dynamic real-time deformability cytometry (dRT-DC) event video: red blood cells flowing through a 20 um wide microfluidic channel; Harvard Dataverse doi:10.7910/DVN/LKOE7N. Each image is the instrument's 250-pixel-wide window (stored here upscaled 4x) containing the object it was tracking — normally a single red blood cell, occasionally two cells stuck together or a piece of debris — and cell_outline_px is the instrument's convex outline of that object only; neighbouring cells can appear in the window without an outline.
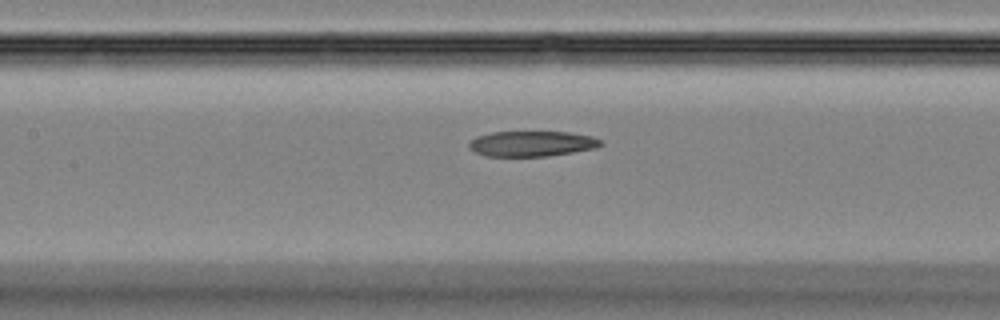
{"species": "Egyptian fruit bat (a non-hibernating species)", "species_latin": "Rousettus aegyptiacus", "temperature_condition": "room temperature", "stored_images_in_passage": 32, "camera_frame_rate_fps": 3000, "um_per_image_px": 0.085, "animal": {"sex": "female"}, "frame": {"image": 1, "passage_image": 8, "time_ms": 2.333, "image_size_px": [1000, 320], "cell_outline_px": [[604, 144], [596, 148], [548, 156], [484, 156], [468, 148], [468, 140], [476, 136], [492, 132], [568, 132], [592, 136], [604, 140]], "centroid_in_image_um": [45.2, 12.21], "position_along_channel_um": 162.2, "area_um2": 19.71}}
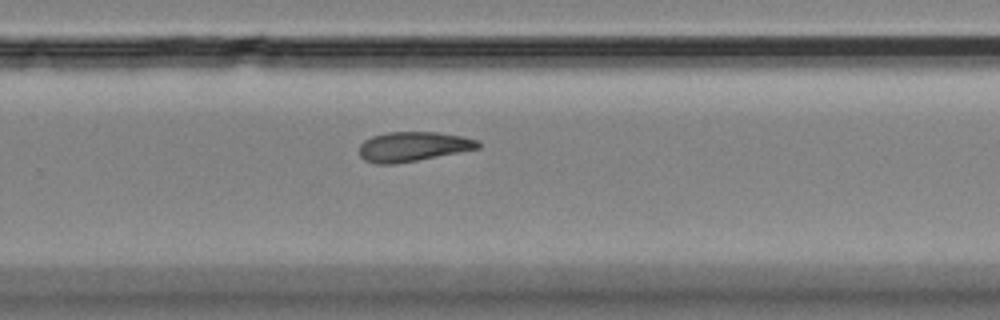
{"frame": {"image": 2, "passage_image": 17, "time_ms": 5.333, "image_size_px": [1000, 320], "cell_outline_px": [[480, 148], [460, 152], [396, 164], [376, 164], [364, 160], [360, 156], [360, 144], [364, 140], [372, 136], [388, 132], [436, 132], [460, 136], [480, 140]], "centroid_in_image_um": [35.1, 12.46], "position_along_channel_um": 294.7, "area_um2": 20.52}}
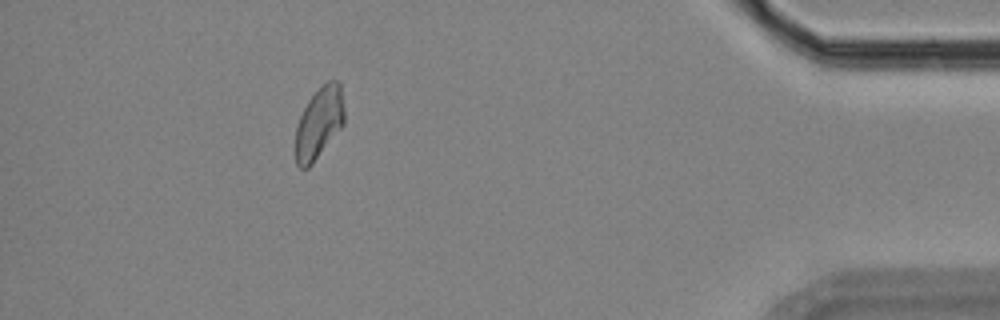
{"frame": {"image": 3, "passage_image": 28, "time_ms": 9.0, "image_size_px": [1000, 320], "cell_outline_px": [[344, 124], [312, 164], [308, 168], [300, 168], [296, 164], [296, 128], [300, 116], [308, 100], [328, 80], [336, 80], [340, 84], [344, 108]], "centroid_in_image_um": [27.13, 10.46], "position_along_channel_um": 408.1, "area_um2": 20.06}}